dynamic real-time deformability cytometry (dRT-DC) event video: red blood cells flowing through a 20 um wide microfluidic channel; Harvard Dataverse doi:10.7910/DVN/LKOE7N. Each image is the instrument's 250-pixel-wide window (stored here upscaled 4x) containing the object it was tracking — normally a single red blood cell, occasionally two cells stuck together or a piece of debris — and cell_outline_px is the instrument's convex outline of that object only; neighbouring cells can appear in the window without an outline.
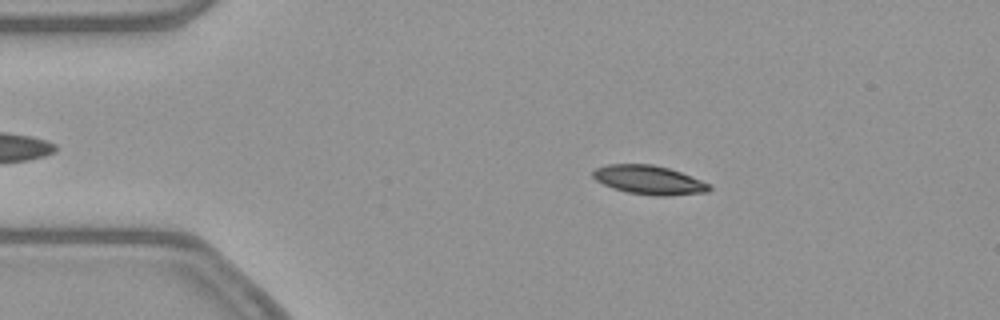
{"species": "common noctule bat (a hibernating species)", "species_latin": "Nyctalus noctula", "temperature_condition": "warm", "stored_images_in_passage": 45, "camera_frame_rate_fps": 3000, "um_per_image_px": 0.085, "animal": {"sex": "female", "body_mass_g": 21.9}, "frame": {"image": 1, "passage_image": 9, "time_ms": 2.667, "image_size_px": [1000, 320], "cell_outline_px": [[712, 188], [708, 192], [668, 196], [656, 196], [628, 192], [612, 188], [596, 180], [592, 176], [592, 172], [596, 168], [608, 164], [652, 164], [668, 168], [680, 172], [712, 184]], "centroid_in_image_um": [55.19, 15.3], "position_along_channel_um": 29.8, "area_um2": 19.65}}
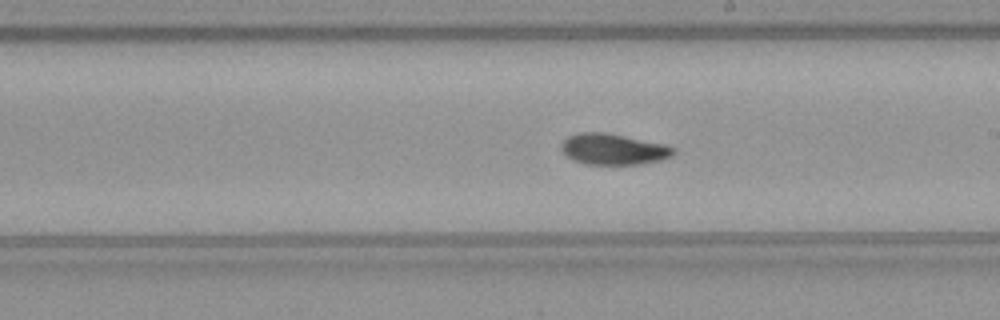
{"frame": {"image": 2, "passage_image": 29, "time_ms": 9.333, "image_size_px": [1000, 320], "cell_outline_px": [[676, 152], [672, 156], [660, 160], [640, 164], [584, 164], [572, 160], [560, 148], [560, 144], [568, 136], [580, 132], [604, 132], [664, 144], [676, 148]], "centroid_in_image_um": [52.13, 12.68], "position_along_channel_um": 236.9, "area_um2": 20.23}}
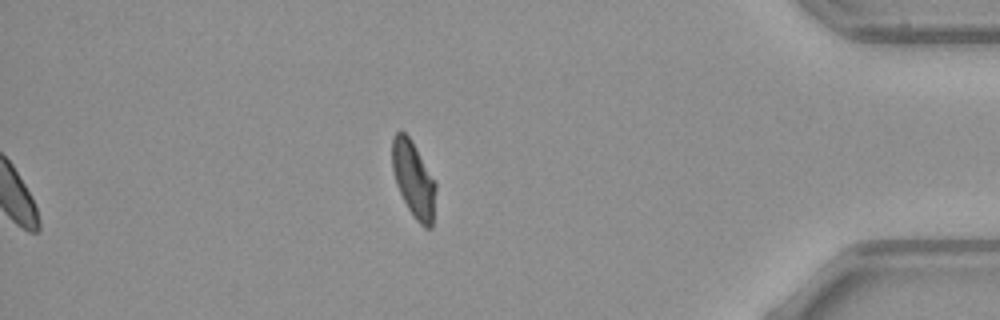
{"frame": {"image": 3, "passage_image": 45, "time_ms": 14.667, "image_size_px": [1000, 320], "cell_outline_px": [[436, 188], [432, 228], [424, 228], [416, 220], [408, 208], [396, 184], [392, 168], [392, 140], [396, 132], [404, 132], [408, 136], [436, 184]], "centroid_in_image_um": [35.14, 15.29], "position_along_channel_um": 400.1, "area_um2": 18.79}, "authors_computed_cell_mechanics": {"area_um2": 20.0566, "velocity_mm_per_s": 3.8644, "shape_relaxation_time_tau1_ms": 4.4504, "shape_relaxation_time_tau2_ms": 3.944, "deformation_change_tau1": 0.1625, "deformation_change_tau2": 0.0825}}